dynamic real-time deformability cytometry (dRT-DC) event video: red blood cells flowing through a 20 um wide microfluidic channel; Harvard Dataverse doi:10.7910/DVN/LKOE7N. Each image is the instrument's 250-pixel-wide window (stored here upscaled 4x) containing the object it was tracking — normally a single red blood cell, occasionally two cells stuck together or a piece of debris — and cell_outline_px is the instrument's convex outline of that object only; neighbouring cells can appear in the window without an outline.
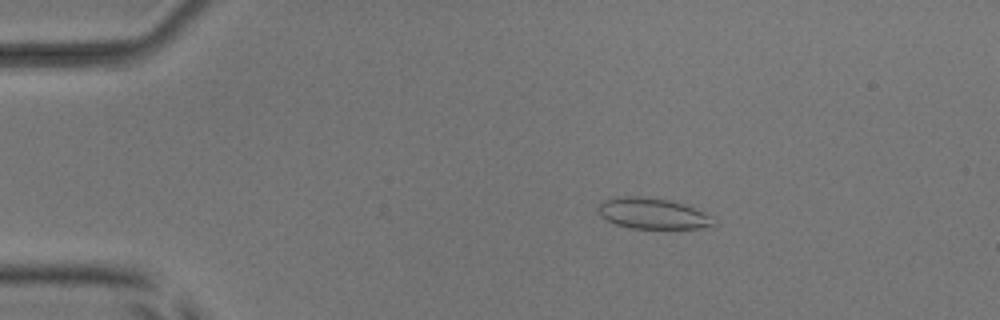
{"species": "common noctule bat (a hibernating species)", "species_latin": "Nyctalus noctula", "temperature_condition": "room temperature", "stored_images_in_passage": 41, "camera_frame_rate_fps": 3000, "um_per_image_px": 0.085, "animal": {"sex": "male", "body_mass_g": 17.9, "forearm_length_mm": 54.2}, "frame": {"image": 1, "passage_image": 10, "time_ms": 3.0, "image_size_px": [1000, 320], "cell_outline_px": [[716, 224], [700, 228], [632, 228], [616, 224], [604, 220], [596, 212], [596, 208], [604, 200], [616, 196], [640, 196], [668, 200], [692, 208], [708, 216]], "centroid_in_image_um": [55.32, 18.14], "position_along_channel_um": 29.7, "area_um2": 20.4}}
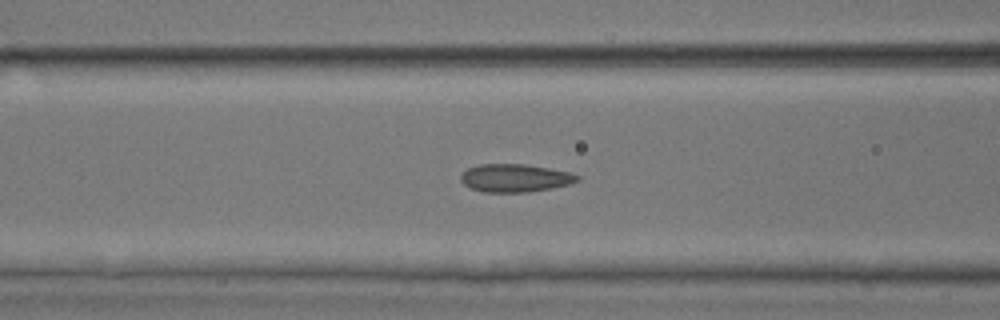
{"frame": {"image": 2, "passage_image": 22, "time_ms": 7.0, "image_size_px": [1000, 320], "cell_outline_px": [[580, 180], [568, 184], [552, 188], [528, 192], [484, 192], [468, 188], [460, 180], [460, 176], [468, 168], [480, 164], [524, 164], [572, 172], [580, 176]], "centroid_in_image_um": [43.78, 15.13], "position_along_channel_um": 122.8, "area_um2": 19.07}}
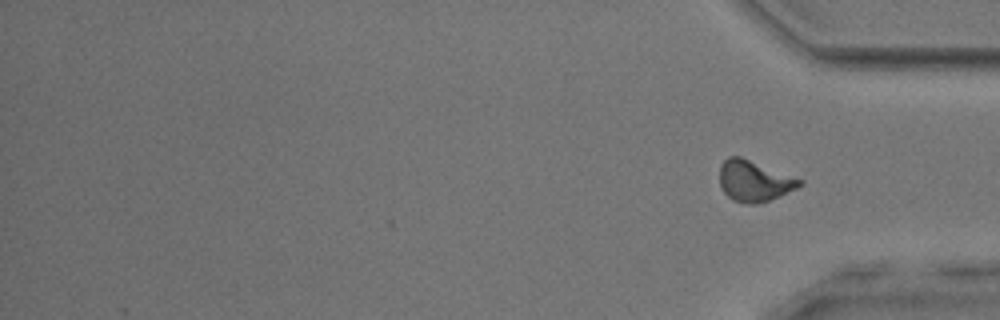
{"frame": {"image": 3, "passage_image": 41, "time_ms": 13.333, "image_size_px": [1000, 320], "cell_outline_px": [[804, 184], [796, 188], [768, 200], [756, 204], [748, 204], [732, 200], [724, 192], [720, 184], [720, 164], [728, 156], [740, 156], [804, 180]], "centroid_in_image_um": [64.09, 15.37], "position_along_channel_um": 371.1, "area_um2": 18.96}, "authors_computed_cell_mechanics": {"area_um2": 19.2474, "velocity_mm_per_s": 3.9372, "shape_relaxation_time_tau1_ms": 6.3393, "shape_relaxation_time_tau2_ms": 1.2159, "deformation_change_tau1": 0.133, "deformation_change_tau2": 0.0757}}